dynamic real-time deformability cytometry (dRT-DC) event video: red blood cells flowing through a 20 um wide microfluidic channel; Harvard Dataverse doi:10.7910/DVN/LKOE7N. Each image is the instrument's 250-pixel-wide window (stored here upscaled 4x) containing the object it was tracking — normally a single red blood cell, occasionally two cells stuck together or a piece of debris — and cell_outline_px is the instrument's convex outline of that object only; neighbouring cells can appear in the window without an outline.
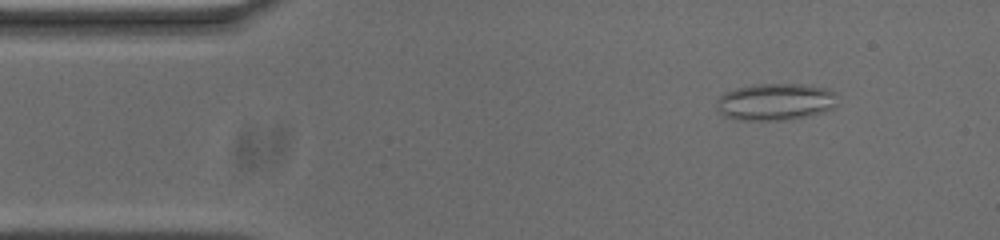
{"species": "common noctule bat (a hibernating species)", "species_latin": "Nyctalus noctula", "temperature_condition": "cold", "stored_images_in_passage": 54, "camera_frame_rate_fps": 3000, "um_per_image_px": 0.085, "animal": {"sex": "male", "body_mass_g": 20.0, "forearm_length_mm": 53.3}, "frame": {"image": 1, "passage_image": 6, "time_ms": 1.667, "image_size_px": [1000, 240], "cell_outline_px": [[836, 104], [832, 108], [824, 112], [808, 116], [788, 120], [736, 120], [724, 116], [716, 108], [716, 100], [724, 92], [736, 88], [756, 84], [800, 84], [828, 88], [836, 92]], "centroid_in_image_um": [65.9, 8.66], "position_along_channel_um": 19.1, "area_um2": 26.36}}
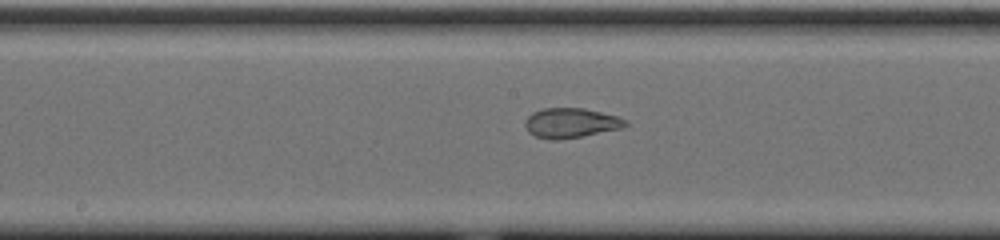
{"frame": {"image": 2, "passage_image": 26, "time_ms": 8.333, "image_size_px": [1000, 240], "cell_outline_px": [[628, 124], [620, 128], [580, 136], [556, 140], [552, 140], [536, 136], [528, 132], [524, 124], [524, 120], [532, 112], [544, 108], [584, 108], [620, 116], [628, 120]], "centroid_in_image_um": [48.51, 10.43], "position_along_channel_um": 199.7, "area_um2": 17.4}}
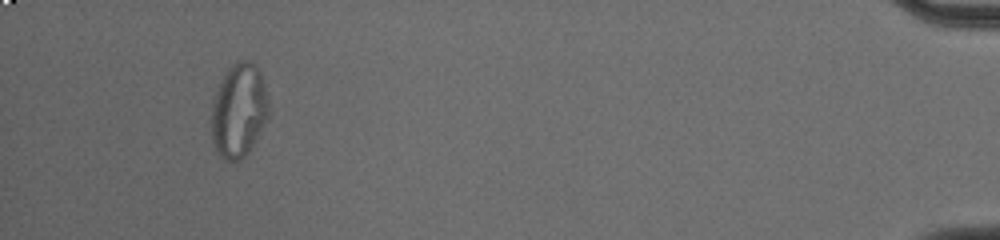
{"frame": {"image": 3, "passage_image": 50, "time_ms": 16.333, "image_size_px": [1000, 240], "cell_outline_px": [[268, 116], [248, 152], [244, 156], [236, 160], [224, 160], [216, 152], [212, 140], [212, 100], [220, 80], [228, 68], [232, 64], [240, 60], [248, 60], [260, 72], [268, 104]], "centroid_in_image_um": [20.26, 9.39], "position_along_channel_um": 414.9, "area_um2": 30.81}, "authors_computed_cell_mechanics": {"area_um2": 23.3512, "velocity_mm_per_s": 3.6993, "shape_relaxation_time_tau1_ms": null, "shape_relaxation_time_tau2_ms": 1.4072, "deformation_change_tau1": null, "deformation_change_tau2": 0.0655}}